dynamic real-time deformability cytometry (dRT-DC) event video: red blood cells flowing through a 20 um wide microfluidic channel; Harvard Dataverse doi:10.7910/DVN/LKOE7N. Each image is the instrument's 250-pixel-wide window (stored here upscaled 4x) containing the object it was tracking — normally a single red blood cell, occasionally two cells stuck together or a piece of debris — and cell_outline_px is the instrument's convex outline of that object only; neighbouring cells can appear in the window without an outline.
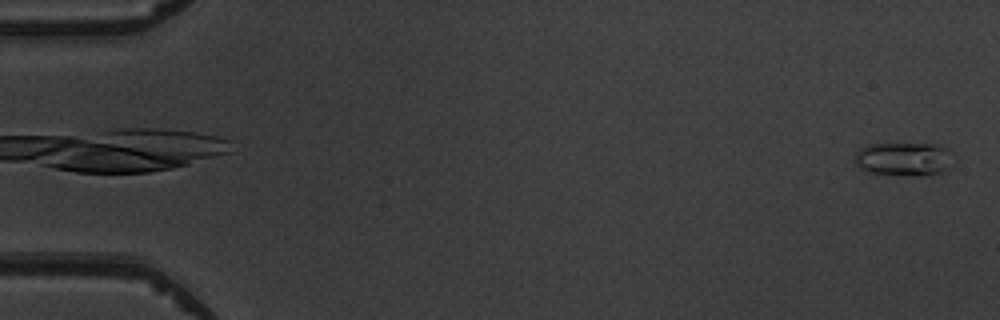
{"species": "common noctule bat (a hibernating species)", "species_latin": "Nyctalus noctula", "temperature_condition": "warm", "stored_images_in_passage": 5, "camera_frame_rate_fps": 3000, "um_per_image_px": 0.085, "animal": {"sex": "male", "body_mass_g": 19.5, "forearm_length_mm": 54.6}, "frame": {"image": 1, "passage_image": 5, "time_ms": 4.667, "image_size_px": [1000, 320], "cell_outline_px": [[956, 164], [948, 172], [924, 176], [916, 176], [868, 172], [860, 168], [852, 160], [856, 152], [860, 148], [868, 144], [940, 144], [948, 148], [952, 152]], "centroid_in_image_um": [76.94, 13.53], "position_along_channel_um": 8.1, "area_um2": 20.17}}